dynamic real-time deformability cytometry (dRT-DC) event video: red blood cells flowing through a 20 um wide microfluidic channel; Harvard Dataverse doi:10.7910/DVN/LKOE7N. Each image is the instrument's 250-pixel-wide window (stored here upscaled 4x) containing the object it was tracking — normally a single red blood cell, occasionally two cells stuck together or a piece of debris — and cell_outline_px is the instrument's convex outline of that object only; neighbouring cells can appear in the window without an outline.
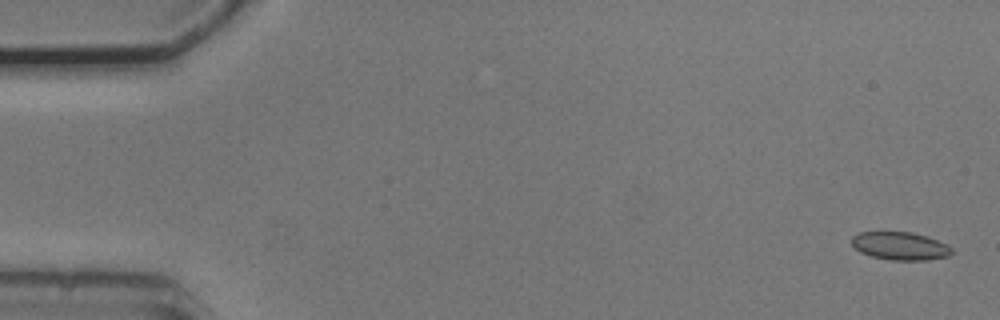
{"species": "common noctule bat (a hibernating species)", "species_latin": "Nyctalus noctula", "temperature_condition": "cold", "stored_images_in_passage": 54, "camera_frame_rate_fps": 3000, "um_per_image_px": 0.085, "animal": {"sex": "male", "body_mass_g": 20.5, "forearm_length_mm": 52.5}, "frame": {"image": 1, "passage_image": 2, "time_ms": 0.333, "image_size_px": [1000, 320], "cell_outline_px": [[952, 252], [948, 256], [928, 260], [892, 260], [872, 256], [860, 252], [852, 244], [852, 236], [860, 232], [912, 232], [928, 236], [952, 248]], "centroid_in_image_um": [76.51, 20.9], "position_along_channel_um": 8.5, "area_um2": 16.18}}
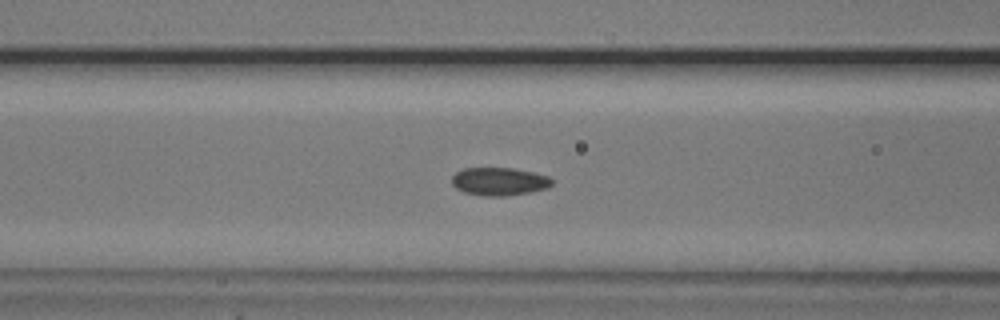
{"frame": {"image": 2, "passage_image": 22, "time_ms": 7.0, "image_size_px": [1000, 320], "cell_outline_px": [[552, 184], [548, 188], [528, 192], [504, 196], [480, 196], [464, 192], [456, 188], [452, 184], [452, 176], [456, 172], [464, 168], [512, 168], [532, 172], [548, 176], [552, 180]], "centroid_in_image_um": [42.41, 15.43], "position_along_channel_um": 124.2, "area_um2": 16.3}}
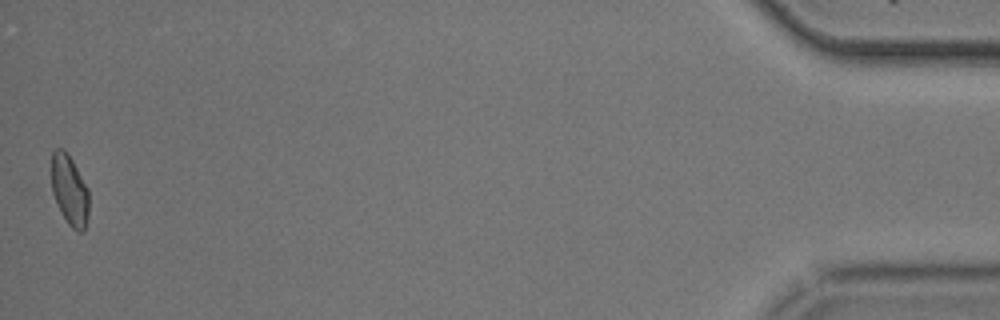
{"frame": {"image": 3, "passage_image": 54, "time_ms": 17.667, "image_size_px": [1000, 320], "cell_outline_px": [[88, 216], [84, 232], [76, 232], [68, 224], [56, 204], [52, 192], [52, 152], [56, 148], [64, 148], [72, 160], [88, 188]], "centroid_in_image_um": [5.91, 16.19], "position_along_channel_um": 429.3, "area_um2": 15.43}, "authors_computed_cell_mechanics": {"area_um2": 16.1551, "velocity_mm_per_s": 3.7519, "shape_relaxation_time_tau1_ms": null, "shape_relaxation_time_tau2_ms": 2.418, "deformation_change_tau1": null, "deformation_change_tau2": 0.0671}}